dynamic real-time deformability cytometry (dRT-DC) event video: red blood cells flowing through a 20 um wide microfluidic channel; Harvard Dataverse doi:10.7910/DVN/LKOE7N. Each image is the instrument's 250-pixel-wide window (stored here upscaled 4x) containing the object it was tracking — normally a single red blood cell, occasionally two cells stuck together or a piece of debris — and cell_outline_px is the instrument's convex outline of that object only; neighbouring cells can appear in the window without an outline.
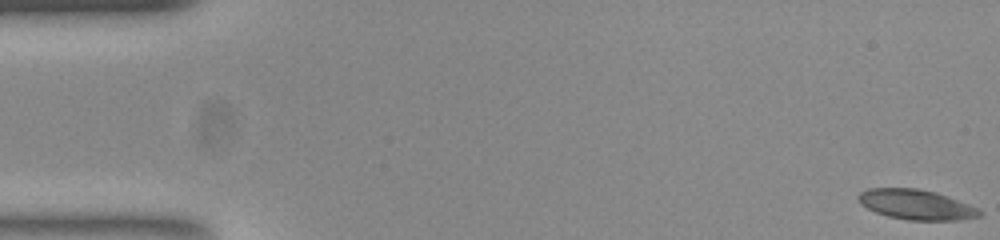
{"species": "common noctule bat (a hibernating species)", "species_latin": "Nyctalus noctula", "temperature_condition": "room temperature", "stored_images_in_passage": 53, "camera_frame_rate_fps": 3000, "um_per_image_px": 0.085, "animal": {"sex": "female", "body_mass_g": 23.0, "forearm_length_mm": 53.4}, "frame": {"image": 1, "passage_image": 1, "time_ms": 0.0, "image_size_px": [1000, 240], "cell_outline_px": [[984, 212], [980, 216], [956, 220], [908, 220], [888, 216], [876, 212], [860, 204], [856, 196], [860, 192], [868, 188], [920, 188], [936, 192], [968, 204]], "centroid_in_image_um": [77.84, 17.38], "position_along_channel_um": 7.2, "area_um2": 21.15}}
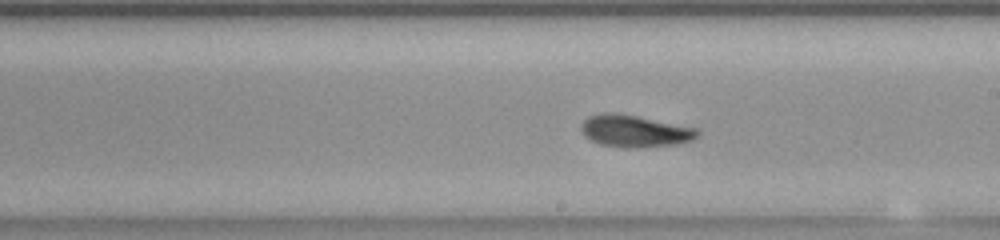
{"frame": {"image": 2, "passage_image": 30, "time_ms": 9.667, "image_size_px": [1000, 240], "cell_outline_px": [[700, 132], [692, 140], [676, 144], [640, 148], [624, 148], [600, 144], [584, 136], [580, 128], [584, 120], [588, 116], [604, 112], [616, 112], [696, 128]], "centroid_in_image_um": [53.91, 11.14], "position_along_channel_um": 235.1, "area_um2": 21.68}}
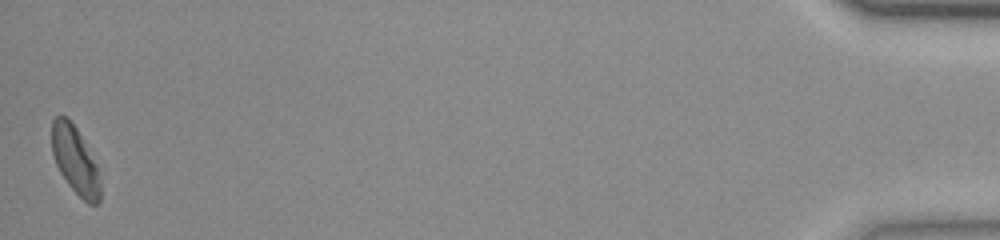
{"frame": {"image": 3, "passage_image": 53, "time_ms": 17.333, "image_size_px": [1000, 240], "cell_outline_px": [[100, 204], [88, 204], [68, 184], [60, 172], [56, 164], [52, 152], [52, 120], [60, 112], [68, 116], [76, 128], [96, 164], [100, 180]], "centroid_in_image_um": [6.37, 13.59], "position_along_channel_um": 428.8, "area_um2": 19.02}, "authors_computed_cell_mechanics": {"area_um2": 20.8658, "velocity_mm_per_s": 3.8167, "shape_relaxation_time_tau1_ms": 6.9053, "shape_relaxation_time_tau2_ms": 3.8009, "deformation_change_tau1": 0.1754, "deformation_change_tau2": 0.1116}}